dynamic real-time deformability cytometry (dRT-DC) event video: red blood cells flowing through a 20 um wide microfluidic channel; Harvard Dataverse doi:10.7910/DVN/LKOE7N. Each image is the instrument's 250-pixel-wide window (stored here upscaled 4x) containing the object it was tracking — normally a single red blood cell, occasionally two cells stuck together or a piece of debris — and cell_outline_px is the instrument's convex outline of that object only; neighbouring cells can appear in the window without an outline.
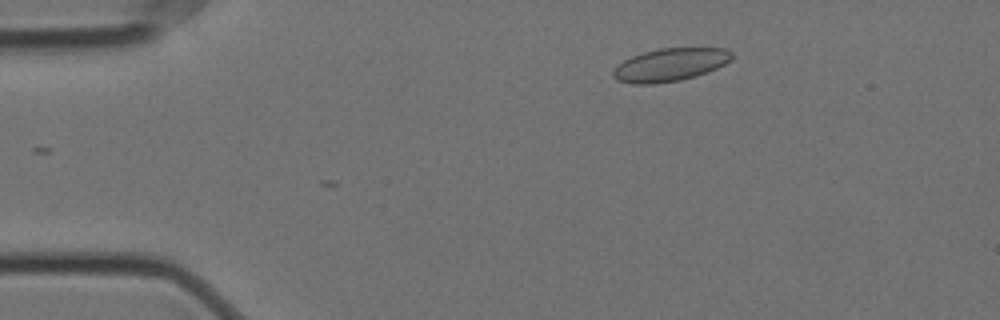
{"species": "Egyptian fruit bat (a non-hibernating species)", "species_latin": "Rousettus aegyptiacus", "temperature_condition": "cold", "stored_images_in_passage": 3, "camera_frame_rate_fps": 3000, "um_per_image_px": 0.085, "animal": {"sex": "female"}, "frame": {"image": 1, "passage_image": 2, "time_ms": 0.333, "image_size_px": [1000, 320], "cell_outline_px": [[732, 60], [716, 68], [680, 80], [656, 84], [632, 84], [616, 80], [612, 76], [612, 72], [624, 60], [632, 56], [644, 52], [660, 48], [724, 48], [732, 52]], "centroid_in_image_um": [56.93, 5.5], "position_along_channel_um": 28.1, "area_um2": 22.54}}